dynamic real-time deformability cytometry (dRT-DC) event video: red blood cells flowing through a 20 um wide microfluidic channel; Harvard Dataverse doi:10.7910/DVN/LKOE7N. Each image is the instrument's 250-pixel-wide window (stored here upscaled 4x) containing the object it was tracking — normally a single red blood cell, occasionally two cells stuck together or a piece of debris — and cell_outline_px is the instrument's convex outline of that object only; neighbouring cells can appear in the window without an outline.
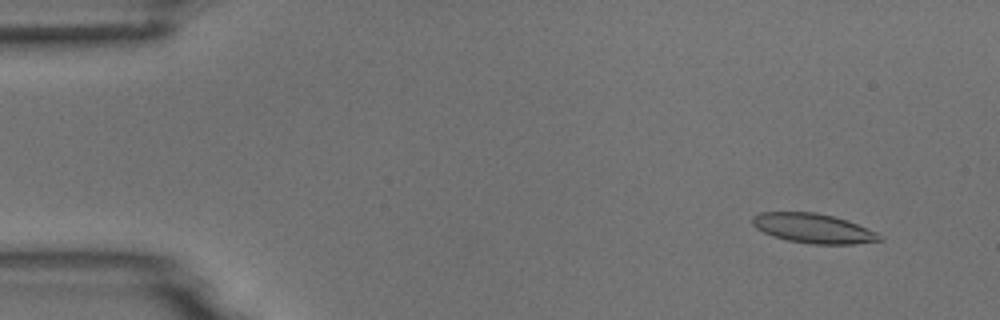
{"species": "common noctule bat (a hibernating species)", "species_latin": "Nyctalus noctula", "temperature_condition": "room temperature", "stored_images_in_passage": 55, "camera_frame_rate_fps": 3000, "um_per_image_px": 0.085, "animal": {"sex": "male", "body_mass_g": 18.8}, "frame": {"image": 1, "passage_image": 5, "time_ms": 1.333, "image_size_px": [1000, 320], "cell_outline_px": [[884, 240], [852, 244], [812, 244], [788, 240], [772, 236], [756, 228], [752, 224], [752, 216], [760, 212], [816, 212], [848, 220], [876, 232], [884, 236]], "centroid_in_image_um": [69.14, 19.41], "position_along_channel_um": 15.9, "area_um2": 21.96}}
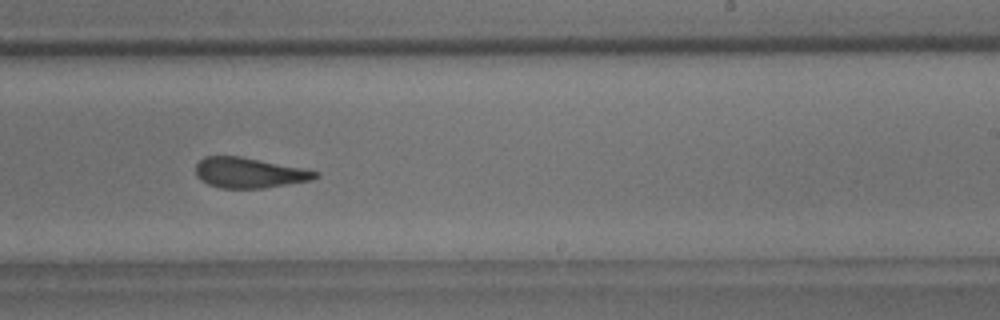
{"frame": {"image": 2, "passage_image": 34, "time_ms": 11.0, "image_size_px": [1000, 320], "cell_outline_px": [[320, 176], [312, 180], [264, 188], [220, 188], [208, 184], [200, 180], [196, 176], [196, 164], [204, 156], [240, 156], [304, 168], [320, 172]], "centroid_in_image_um": [21.19, 14.68], "position_along_channel_um": 267.8, "area_um2": 21.27}}
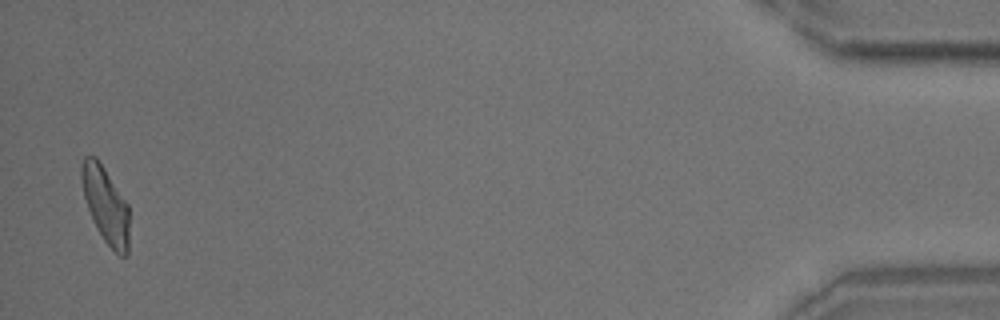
{"frame": {"image": 3, "passage_image": 54, "time_ms": 17.667, "image_size_px": [1000, 320], "cell_outline_px": [[128, 256], [120, 256], [104, 240], [88, 208], [84, 196], [80, 176], [80, 164], [84, 156], [96, 156], [128, 204]], "centroid_in_image_um": [8.97, 17.37], "position_along_channel_um": 426.2, "area_um2": 20.81}, "authors_computed_cell_mechanics": {"area_um2": 21.964, "velocity_mm_per_s": 3.6889, "shape_relaxation_time_tau1_ms": 6.4611, "shape_relaxation_time_tau2_ms": 1.25, "deformation_change_tau1": 0.1864, "deformation_change_tau2": 0.0999}}